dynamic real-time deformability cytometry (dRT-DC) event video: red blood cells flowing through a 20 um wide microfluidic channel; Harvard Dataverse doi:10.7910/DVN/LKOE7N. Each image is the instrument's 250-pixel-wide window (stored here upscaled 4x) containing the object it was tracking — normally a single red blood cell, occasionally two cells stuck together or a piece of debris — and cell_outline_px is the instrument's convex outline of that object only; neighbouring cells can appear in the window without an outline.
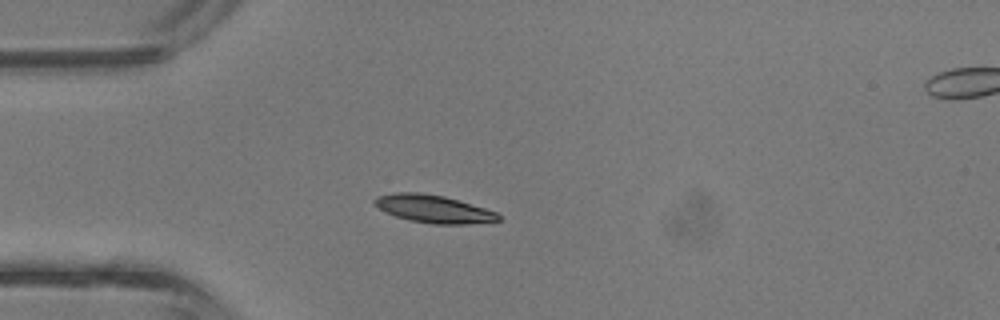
{"species": "common noctule bat (a hibernating species)", "species_latin": "Nyctalus noctula", "temperature_condition": "room temperature", "stored_images_in_passage": 3, "camera_frame_rate_fps": 3000, "um_per_image_px": 0.085, "animal": {"sex": "male", "body_mass_g": 13.3}, "frame": {"image": 1, "passage_image": 2, "time_ms": 0.333, "image_size_px": [1000, 320], "cell_outline_px": [[500, 220], [464, 224], [432, 224], [408, 220], [396, 216], [380, 208], [372, 200], [376, 196], [396, 192], [420, 192], [444, 196], [484, 208], [496, 212], [500, 216]], "centroid_in_image_um": [36.82, 17.75], "position_along_channel_um": 48.2, "area_um2": 19.77}}